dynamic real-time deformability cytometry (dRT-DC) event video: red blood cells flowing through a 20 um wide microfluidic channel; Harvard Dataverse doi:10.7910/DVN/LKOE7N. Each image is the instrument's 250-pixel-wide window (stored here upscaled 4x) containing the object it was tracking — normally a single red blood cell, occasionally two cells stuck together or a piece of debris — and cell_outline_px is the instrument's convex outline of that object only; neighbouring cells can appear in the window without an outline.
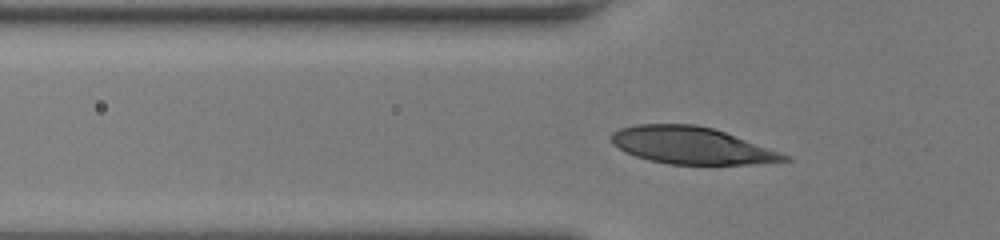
{"species": "human", "species_latin": "Homo sapiens", "temperature_condition": "room temperature", "stored_images_in_passage": 46, "camera_frame_rate_fps": 3000, "um_per_image_px": 0.085, "donor": {"sex": "female"}, "frame": {"image": 1, "passage_image": 9, "time_ms": 2.667, "image_size_px": [1000, 240], "cell_outline_px": [[792, 160], [752, 164], [668, 164], [648, 160], [636, 156], [612, 144], [612, 132], [620, 128], [636, 124], [696, 124], [712, 128], [724, 132], [792, 156]], "centroid_in_image_um": [58.79, 12.36], "position_along_channel_um": 67.0, "area_um2": 37.05}}
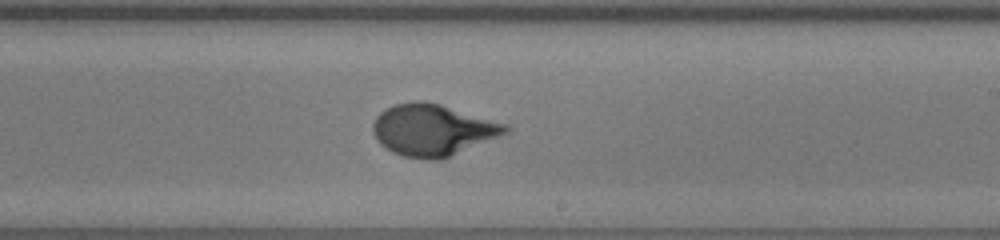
{"frame": {"image": 2, "passage_image": 24, "time_ms": 7.667, "image_size_px": [1000, 240], "cell_outline_px": [[512, 128], [508, 132], [440, 160], [424, 160], [404, 156], [392, 152], [384, 148], [376, 140], [372, 132], [372, 124], [376, 116], [380, 112], [396, 104], [416, 100], [424, 100], [440, 104], [508, 124]], "centroid_in_image_um": [36.75, 11.05], "position_along_channel_um": 252.3, "area_um2": 39.88}}
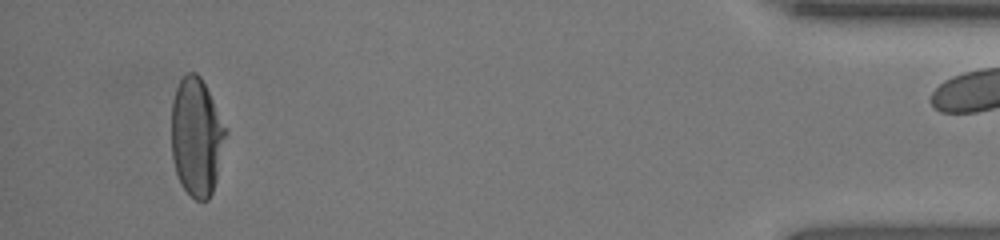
{"frame": {"image": 3, "passage_image": 43, "time_ms": 14.0, "image_size_px": [1000, 240], "cell_outline_px": [[228, 132], [216, 180], [212, 192], [208, 200], [196, 200], [184, 188], [176, 172], [172, 156], [172, 100], [176, 88], [180, 80], [188, 72], [196, 72], [200, 76], [228, 128]], "centroid_in_image_um": [16.73, 11.61], "position_along_channel_um": 418.5, "area_um2": 37.4}, "authors_computed_cell_mechanics": {"area_um2": 38.6393, "velocity_mm_per_s": 3.7399, "shape_relaxation_time_tau1_ms": 5.1397, "shape_relaxation_time_tau2_ms": null, "deformation_change_tau1": 0.2625, "deformation_change_tau2": null}}